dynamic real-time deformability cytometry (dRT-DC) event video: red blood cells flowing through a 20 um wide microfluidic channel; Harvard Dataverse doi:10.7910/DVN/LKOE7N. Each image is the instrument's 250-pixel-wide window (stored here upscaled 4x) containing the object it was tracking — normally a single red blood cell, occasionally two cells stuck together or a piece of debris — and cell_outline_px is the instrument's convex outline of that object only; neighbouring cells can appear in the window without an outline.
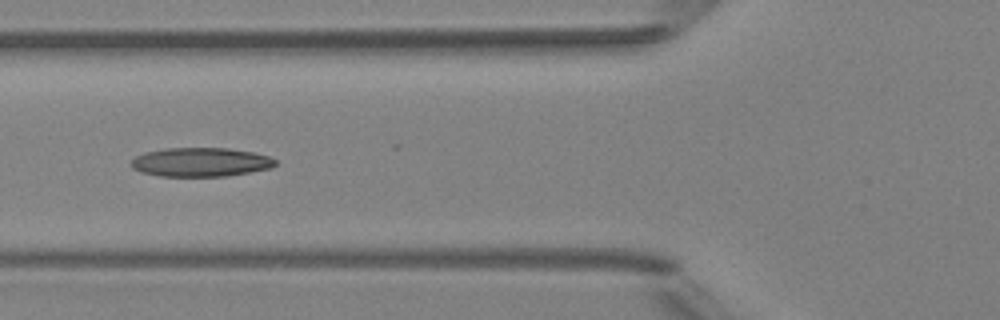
{"species": "Egyptian fruit bat (a non-hibernating species)", "species_latin": "Rousettus aegyptiacus", "temperature_condition": "room temperature", "stored_images_in_passage": 4, "camera_frame_rate_fps": 3000, "um_per_image_px": 0.085, "animal": {"sex": "female"}, "frame": {"image": 1, "passage_image": 4, "time_ms": 3.333, "image_size_px": [1000, 320], "cell_outline_px": [[276, 164], [272, 168], [228, 176], [160, 176], [140, 172], [132, 168], [132, 160], [136, 156], [144, 152], [164, 148], [228, 148], [256, 152], [268, 156], [276, 160]], "centroid_in_image_um": [17.07, 13.78], "position_along_channel_um": 108.7, "area_um2": 24.51}}